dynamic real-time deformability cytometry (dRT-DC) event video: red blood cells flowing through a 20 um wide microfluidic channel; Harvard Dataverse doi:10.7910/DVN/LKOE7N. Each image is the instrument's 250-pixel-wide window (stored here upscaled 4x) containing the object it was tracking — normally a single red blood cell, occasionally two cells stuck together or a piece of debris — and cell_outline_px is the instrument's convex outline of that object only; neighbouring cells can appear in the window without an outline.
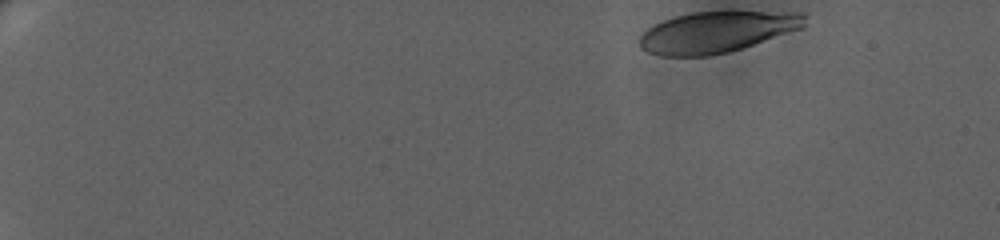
{"species": "human", "species_latin": "Homo sapiens", "temperature_condition": "warm", "stored_images_in_passage": 56, "camera_frame_rate_fps": 3000, "um_per_image_px": 0.085, "donor": {"sex": "female"}, "frame": {"image": 1, "passage_image": 1, "time_ms": 0.0, "image_size_px": [1000, 240], "cell_outline_px": [[804, 24], [800, 28], [740, 48], [724, 52], [704, 56], [664, 56], [648, 52], [640, 44], [640, 36], [648, 28], [664, 20], [676, 16], [692, 12], [800, 12], [804, 16]], "centroid_in_image_um": [60.87, 2.71], "position_along_channel_um": 24.1, "area_um2": 38.44}}
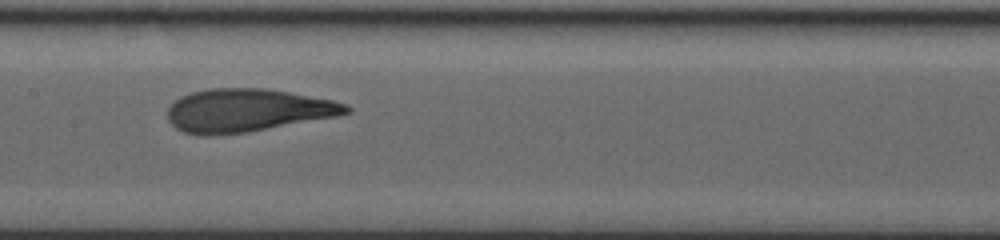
{"frame": {"image": 2, "passage_image": 31, "time_ms": 10.0, "image_size_px": [1000, 240], "cell_outline_px": [[352, 108], [348, 112], [336, 116], [248, 132], [208, 136], [204, 136], [184, 132], [176, 128], [168, 120], [168, 108], [180, 96], [192, 92], [208, 88], [264, 88], [288, 92], [332, 100], [344, 104]], "centroid_in_image_um": [20.97, 9.38], "position_along_channel_um": 186.4, "area_um2": 44.51}}
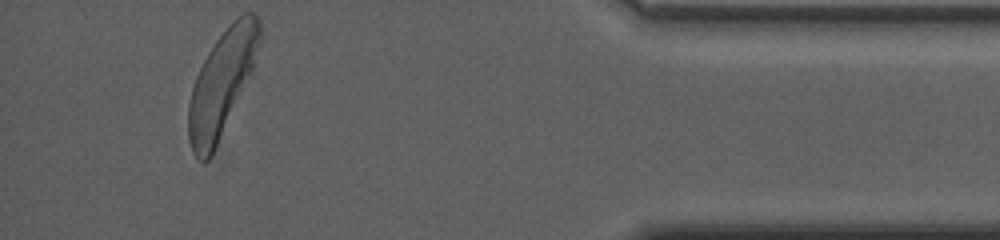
{"frame": {"image": 3, "passage_image": 56, "time_ms": 18.333, "image_size_px": [1000, 240], "cell_outline_px": [[260, 44], [252, 72], [212, 156], [208, 160], [200, 160], [192, 152], [188, 140], [188, 104], [192, 88], [196, 76], [208, 52], [216, 40], [232, 20], [236, 16], [244, 12], [252, 12], [260, 20]], "centroid_in_image_um": [18.86, 7.07], "position_along_channel_um": 416.3, "area_um2": 43.58}, "authors_computed_cell_mechanics": {"area_um2": 43.7257, "velocity_mm_per_s": 3.2165, "shape_relaxation_time_tau1_ms": 5.0525, "shape_relaxation_time_tau2_ms": 1.0942, "deformation_change_tau1": 0.2177, "deformation_change_tau2": 0.0921}}